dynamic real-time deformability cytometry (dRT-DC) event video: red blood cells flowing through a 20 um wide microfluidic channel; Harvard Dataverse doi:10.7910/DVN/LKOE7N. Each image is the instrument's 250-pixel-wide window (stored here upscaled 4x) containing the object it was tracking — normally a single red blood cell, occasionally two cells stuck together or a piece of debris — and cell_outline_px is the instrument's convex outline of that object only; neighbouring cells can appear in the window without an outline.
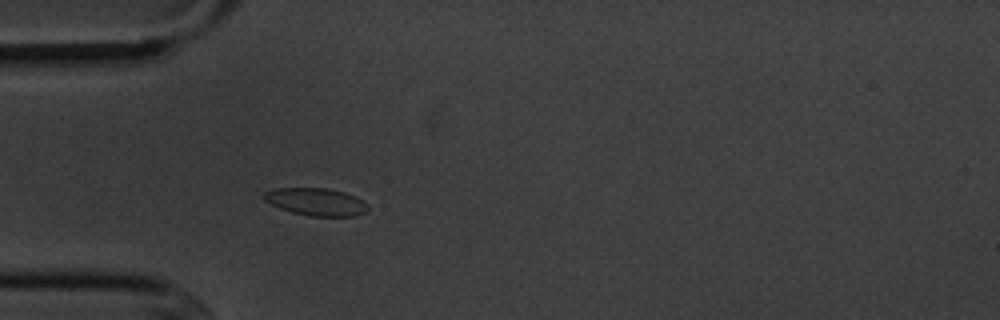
{"species": "common noctule bat (a hibernating species)", "species_latin": "Nyctalus noctula", "temperature_condition": "cold", "stored_images_in_passage": 4, "camera_frame_rate_fps": 3000, "um_per_image_px": 0.085, "animal": {"sex": "male", "body_mass_g": 20.1, "forearm_length_mm": 53.5}, "frame": {"image": 1, "passage_image": 4, "time_ms": 3.333, "image_size_px": [1000, 320], "cell_outline_px": [[368, 208], [364, 212], [352, 216], [308, 216], [292, 212], [280, 208], [264, 200], [264, 192], [276, 188], [328, 188], [344, 192], [356, 196], [368, 204]], "centroid_in_image_um": [26.87, 17.15], "position_along_channel_um": 58.1, "area_um2": 16.59}}